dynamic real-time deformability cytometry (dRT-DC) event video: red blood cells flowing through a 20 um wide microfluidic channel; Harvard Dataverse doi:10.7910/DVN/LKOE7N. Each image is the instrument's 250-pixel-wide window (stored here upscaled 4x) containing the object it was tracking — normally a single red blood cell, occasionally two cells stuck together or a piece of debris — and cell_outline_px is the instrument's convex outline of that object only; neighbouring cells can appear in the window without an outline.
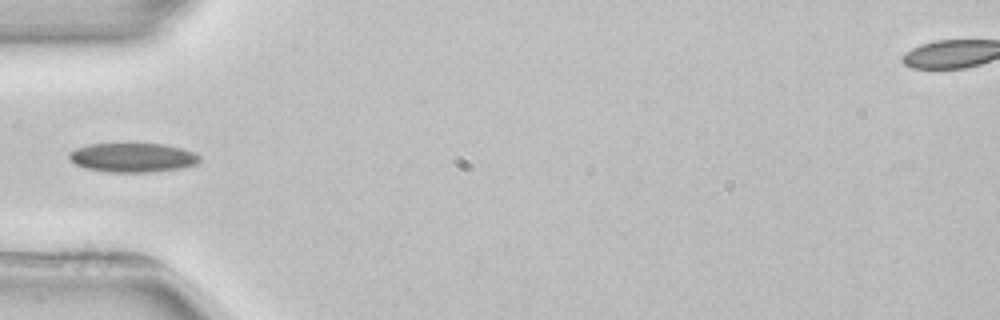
{"species": "common noctule bat (a hibernating species)", "species_latin": "Nyctalus noctula", "temperature_condition": "room temperature", "stored_images_in_passage": 5, "camera_frame_rate_fps": 3000, "um_per_image_px": 0.085, "animal": {"sex": "female", "body_mass_g": 22.7, "forearm_length_mm": 54.2}, "frame": {"image": 1, "passage_image": 4, "time_ms": 4.333, "image_size_px": [1000, 320], "cell_outline_px": [[200, 160], [196, 164], [184, 168], [148, 172], [108, 172], [84, 168], [76, 164], [68, 156], [68, 152], [76, 148], [88, 144], [164, 144], [184, 148], [200, 156]], "centroid_in_image_um": [11.29, 13.39], "position_along_channel_um": 73.7, "area_um2": 22.25}}